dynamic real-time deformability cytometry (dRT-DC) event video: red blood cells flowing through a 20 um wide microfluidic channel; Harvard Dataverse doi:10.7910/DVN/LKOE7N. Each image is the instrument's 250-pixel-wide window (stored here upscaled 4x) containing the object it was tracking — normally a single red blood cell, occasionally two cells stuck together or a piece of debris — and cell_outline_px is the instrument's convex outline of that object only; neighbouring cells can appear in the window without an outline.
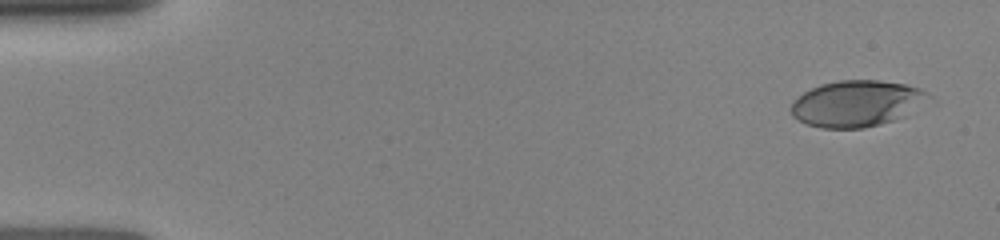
{"species": "human", "species_latin": "Homo sapiens", "temperature_condition": "room temperature", "stored_images_in_passage": 24, "camera_frame_rate_fps": 3000, "um_per_image_px": 0.085, "donor": {"sex": "female"}, "frame": {"image": 1, "passage_image": 1, "time_ms": 0.0, "image_size_px": [1000, 240], "cell_outline_px": [[936, 104], [904, 116], [880, 124], [864, 128], [820, 128], [804, 124], [792, 116], [792, 104], [804, 92], [820, 84], [840, 80], [880, 80], [904, 84], [920, 88], [928, 92], [936, 100]], "centroid_in_image_um": [72.98, 8.8], "position_along_channel_um": 12.0, "area_um2": 37.92}}
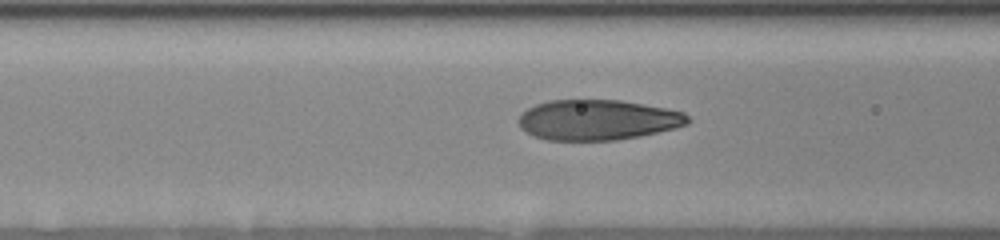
{"frame": {"image": 2, "passage_image": 17, "time_ms": 5.667, "image_size_px": [1000, 240], "cell_outline_px": [[692, 120], [688, 124], [676, 128], [640, 136], [616, 140], [548, 140], [536, 136], [520, 128], [520, 112], [536, 104], [548, 100], [620, 100], [664, 108], [684, 112]], "centroid_in_image_um": [50.82, 10.19], "position_along_channel_um": 115.8, "area_um2": 39.71}}
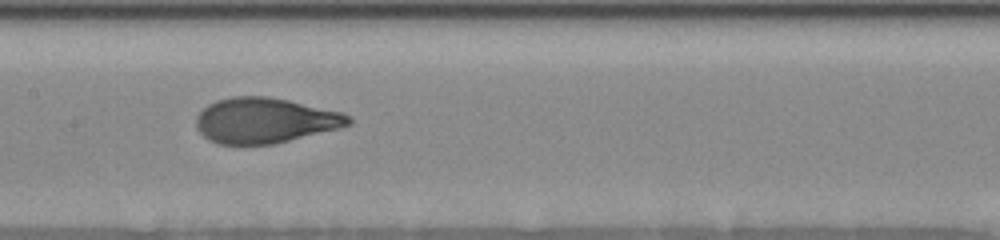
{"frame": {"image": 3, "passage_image": 23, "time_ms": 7.333, "image_size_px": [1000, 240], "cell_outline_px": [[352, 124], [340, 128], [272, 144], [216, 144], [204, 136], [196, 128], [196, 116], [208, 104], [216, 100], [232, 96], [268, 96], [288, 100], [344, 112], [352, 120]], "centroid_in_image_um": [22.52, 10.23], "position_along_channel_um": 184.9, "area_um2": 40.29}}